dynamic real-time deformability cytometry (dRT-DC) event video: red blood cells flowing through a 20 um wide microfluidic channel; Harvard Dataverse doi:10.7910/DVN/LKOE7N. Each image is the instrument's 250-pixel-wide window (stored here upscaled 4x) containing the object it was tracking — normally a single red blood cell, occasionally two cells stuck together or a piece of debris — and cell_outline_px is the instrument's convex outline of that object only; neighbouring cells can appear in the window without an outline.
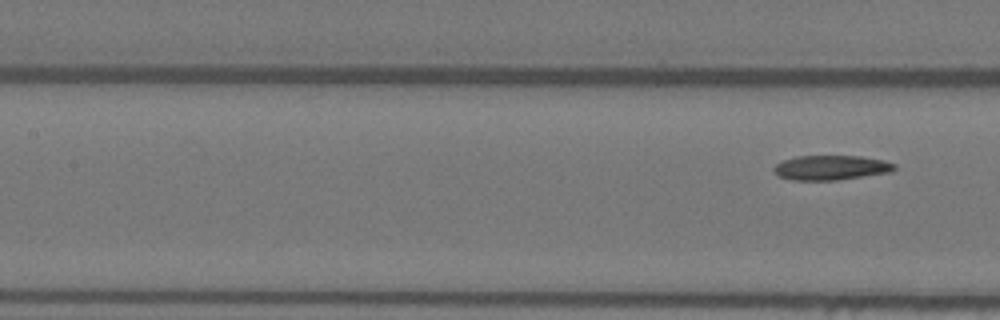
{"species": "Egyptian fruit bat (a non-hibernating species)", "species_latin": "Rousettus aegyptiacus", "temperature_condition": "warm", "stored_images_in_passage": 4, "segment_of_instrument_passage": [2, 2], "camera_frame_rate_fps": 3000, "um_per_image_px": 0.085, "animal": {"sex": "female"}, "frame": {"image": 1, "passage_image": 4, "time_ms": 1.0, "image_size_px": [1000, 320], "cell_outline_px": [[896, 168], [892, 172], [836, 180], [792, 180], [776, 176], [772, 168], [776, 164], [784, 160], [796, 156], [860, 156], [884, 160], [896, 164]], "centroid_in_image_um": [70.62, 14.25], "position_along_channel_um": 136.8, "area_um2": 17.46}}